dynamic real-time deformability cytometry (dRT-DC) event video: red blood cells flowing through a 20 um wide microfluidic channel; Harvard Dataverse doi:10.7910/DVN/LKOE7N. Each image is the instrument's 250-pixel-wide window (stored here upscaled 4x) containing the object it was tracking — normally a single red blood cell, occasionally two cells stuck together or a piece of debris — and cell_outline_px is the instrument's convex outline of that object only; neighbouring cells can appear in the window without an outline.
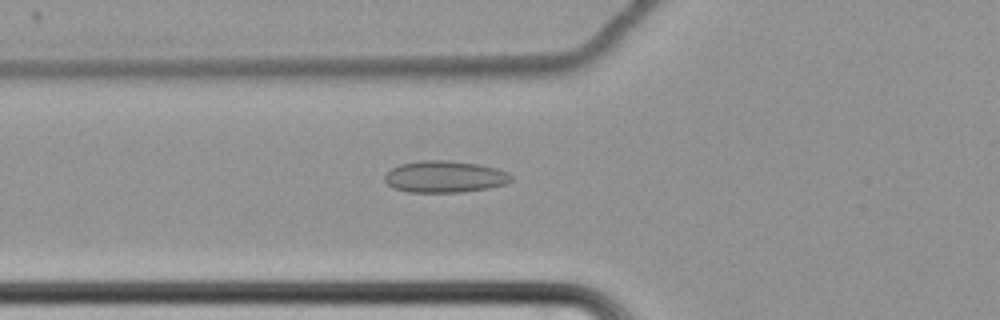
{"species": "common noctule bat (a hibernating species)", "species_latin": "Nyctalus noctula", "temperature_condition": "cold", "stored_images_in_passage": 64, "camera_frame_rate_fps": 3000, "um_per_image_px": 0.085, "animal": {"sex": "female", "body_mass_g": 22.7, "forearm_length_mm": 54.2}, "frame": {"image": 1, "passage_image": 26, "time_ms": 8.333, "image_size_px": [1000, 320], "cell_outline_px": [[512, 180], [504, 184], [488, 188], [460, 192], [408, 192], [392, 188], [384, 180], [384, 176], [392, 168], [400, 164], [420, 160], [448, 160], [480, 164], [496, 168], [508, 172], [512, 176]], "centroid_in_image_um": [37.79, 15.01], "position_along_channel_um": 88.0, "area_um2": 23.47}}
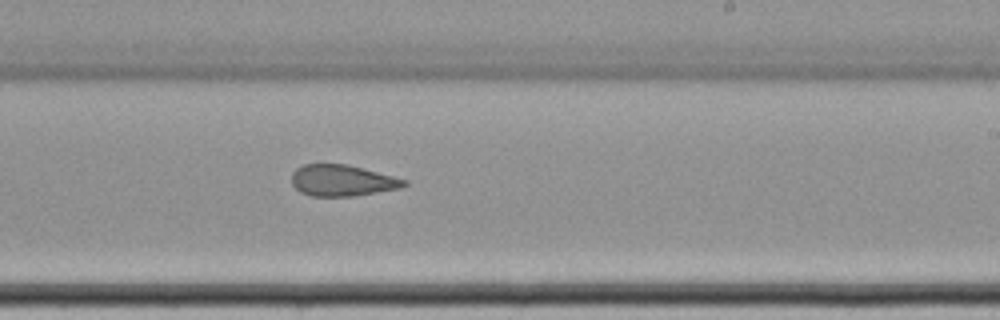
{"frame": {"image": 2, "passage_image": 41, "time_ms": 13.333, "image_size_px": [1000, 320], "cell_outline_px": [[408, 184], [400, 188], [356, 196], [312, 196], [300, 192], [292, 184], [292, 172], [296, 168], [304, 164], [348, 164], [408, 180]], "centroid_in_image_um": [29.09, 15.34], "position_along_channel_um": 259.9, "area_um2": 20.58}}
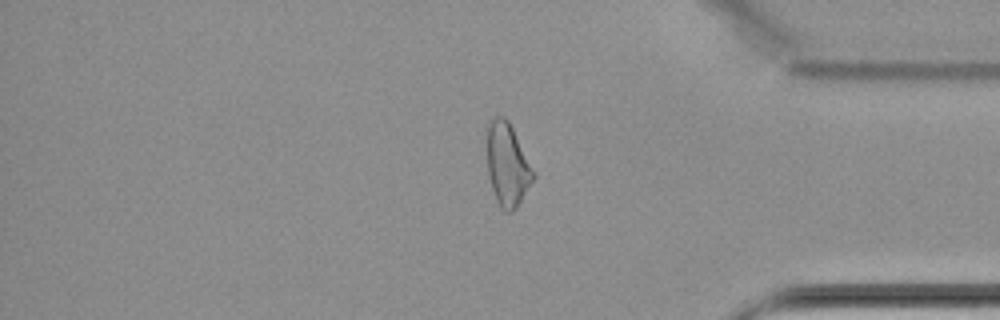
{"frame": {"image": 3, "passage_image": 54, "time_ms": 17.667, "image_size_px": [1000, 320], "cell_outline_px": [[536, 176], [516, 208], [512, 212], [504, 212], [500, 208], [496, 200], [488, 176], [484, 128], [492, 116], [504, 116], [508, 120], [536, 172]], "centroid_in_image_um": [43.09, 13.94], "position_along_channel_um": 392.1, "area_um2": 23.24}}